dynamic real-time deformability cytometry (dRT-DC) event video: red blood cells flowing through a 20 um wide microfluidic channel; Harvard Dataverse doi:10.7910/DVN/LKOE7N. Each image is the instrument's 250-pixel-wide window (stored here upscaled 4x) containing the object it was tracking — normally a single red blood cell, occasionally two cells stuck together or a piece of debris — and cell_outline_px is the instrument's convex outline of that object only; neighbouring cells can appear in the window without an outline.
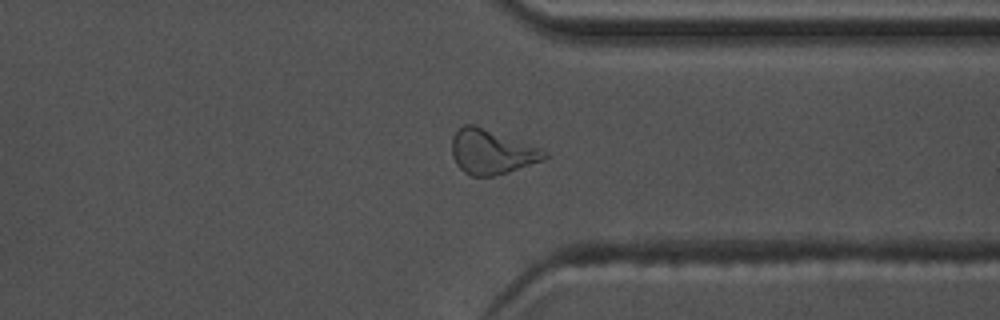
{"species": "common noctule bat (a hibernating species)", "species_latin": "Nyctalus noctula", "temperature_condition": "warm", "stored_images_in_passage": 48, "camera_frame_rate_fps": 3000, "um_per_image_px": 0.085, "animal": {"sex": "male", "body_mass_g": 17.5, "forearm_length_mm": 52.3}, "frame": {"image": 1, "passage_image": 36, "time_ms": 11.667, "image_size_px": [1000, 320], "cell_outline_px": [[548, 156], [544, 160], [508, 172], [492, 176], [472, 176], [464, 172], [456, 164], [452, 156], [452, 136], [464, 124], [476, 124], [540, 148], [548, 152]], "centroid_in_image_um": [41.78, 12.9], "position_along_channel_um": 369.6, "area_um2": 24.1}}
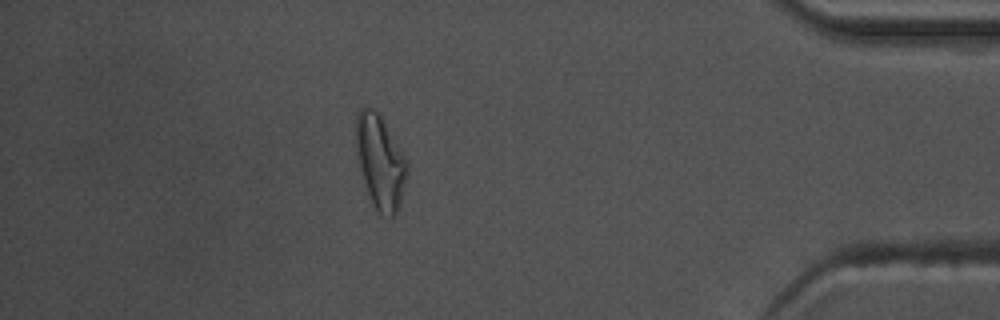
{"frame": {"image": 2, "passage_image": 42, "time_ms": 13.667, "image_size_px": [1000, 320], "cell_outline_px": [[408, 172], [400, 200], [396, 212], [392, 216], [380, 216], [376, 212], [372, 204], [364, 184], [356, 152], [356, 112], [360, 108], [372, 108], [380, 116], [408, 160]], "centroid_in_image_um": [32.31, 13.78], "position_along_channel_um": 402.9, "area_um2": 27.8}, "authors_computed_cell_mechanics": {"area_um2": 22.5131, "velocity_mm_per_s": 3.7419, "shape_relaxation_time_tau1_ms": null, "shape_relaxation_time_tau2_ms": 2.6707, "deformation_change_tau1": null, "deformation_change_tau2": 0.1068}}